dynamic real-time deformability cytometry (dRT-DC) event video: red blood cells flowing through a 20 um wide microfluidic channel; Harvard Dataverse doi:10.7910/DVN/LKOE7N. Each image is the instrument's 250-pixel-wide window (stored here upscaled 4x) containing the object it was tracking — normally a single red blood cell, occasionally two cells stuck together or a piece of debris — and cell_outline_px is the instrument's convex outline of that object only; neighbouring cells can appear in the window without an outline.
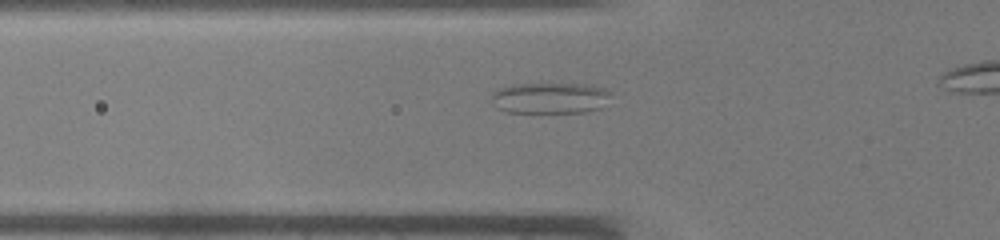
{"species": "common noctule bat (a hibernating species)", "species_latin": "Nyctalus noctula", "temperature_condition": "warm", "stored_images_in_passage": 34, "camera_frame_rate_fps": 3000, "um_per_image_px": 0.085, "animal": {"sex": "male", "body_mass_g": 19.0, "forearm_length_mm": 50.8}, "frame": {"image": 1, "passage_image": 10, "time_ms": 3.0, "image_size_px": [1000, 240], "cell_outline_px": [[612, 92], [600, 108], [584, 112], [504, 112], [496, 108], [492, 104], [492, 92], [500, 88], [512, 84], [588, 84], [608, 88]], "centroid_in_image_um": [46.73, 8.32], "position_along_channel_um": 79.1, "area_um2": 21.73}}
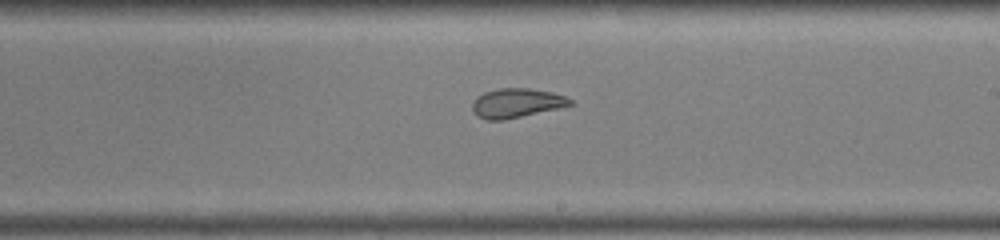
{"frame": {"image": 2, "passage_image": 21, "time_ms": 6.667, "image_size_px": [1000, 240], "cell_outline_px": [[576, 104], [560, 108], [504, 120], [488, 120], [476, 116], [472, 112], [472, 104], [476, 96], [484, 92], [500, 88], [528, 88], [552, 92], [564, 96], [572, 100]], "centroid_in_image_um": [43.9, 8.76], "position_along_channel_um": 245.1, "area_um2": 16.88}}
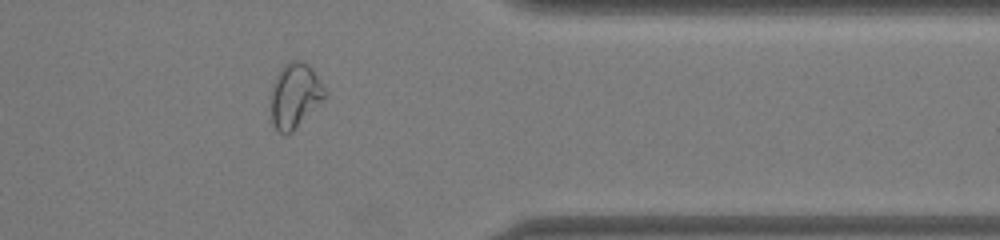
{"frame": {"image": 3, "passage_image": 31, "time_ms": 10.0, "image_size_px": [1000, 240], "cell_outline_px": [[328, 92], [324, 100], [292, 132], [284, 136], [272, 124], [272, 88], [276, 76], [280, 68], [288, 60], [304, 60], [312, 68], [324, 84]], "centroid_in_image_um": [25.11, 8.09], "position_along_channel_um": 386.3, "area_um2": 20.69}}